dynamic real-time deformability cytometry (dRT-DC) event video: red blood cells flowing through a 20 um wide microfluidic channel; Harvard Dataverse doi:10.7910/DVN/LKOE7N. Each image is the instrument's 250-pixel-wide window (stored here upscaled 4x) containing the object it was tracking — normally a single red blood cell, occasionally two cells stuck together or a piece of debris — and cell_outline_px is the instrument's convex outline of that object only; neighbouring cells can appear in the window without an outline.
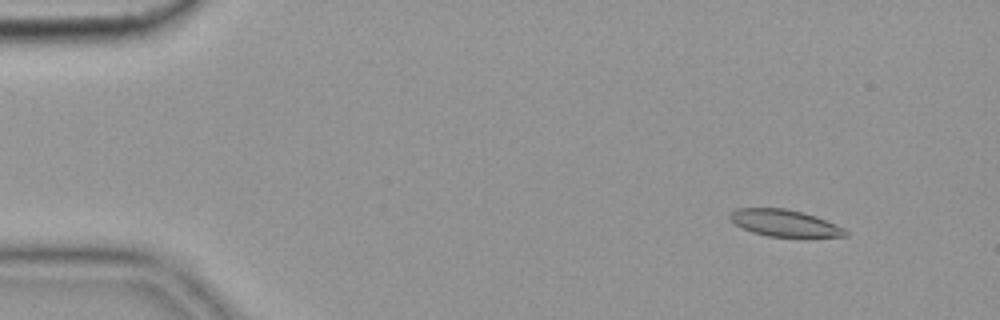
{"species": "common noctule bat (a hibernating species)", "species_latin": "Nyctalus noctula", "temperature_condition": "cold", "stored_images_in_passage": 56, "camera_frame_rate_fps": 3000, "um_per_image_px": 0.085, "animal": {"sex": "female", "body_mass_g": 19.9}, "frame": {"image": 1, "passage_image": 6, "time_ms": 1.667, "image_size_px": [1000, 320], "cell_outline_px": [[848, 236], [804, 240], [768, 236], [752, 232], [728, 220], [728, 216], [736, 208], [784, 208], [804, 212], [816, 216], [844, 228], [848, 232]], "centroid_in_image_um": [66.77, 19.02], "position_along_channel_um": 18.2, "area_um2": 18.96}}
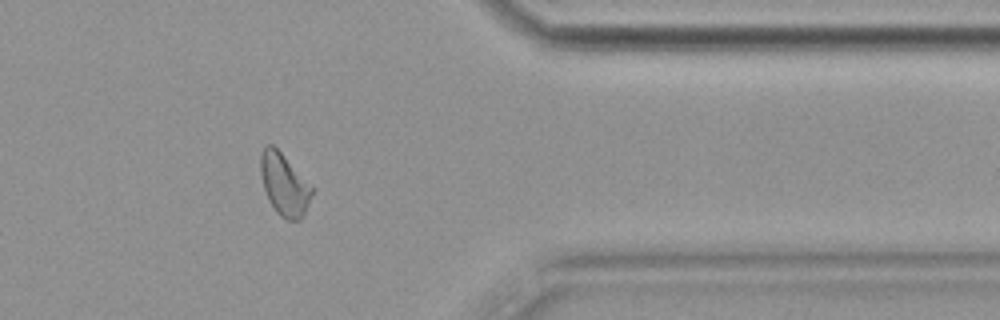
{"frame": {"image": 2, "passage_image": 46, "time_ms": 15.0, "image_size_px": [1000, 320], "cell_outline_px": [[316, 188], [304, 216], [300, 220], [288, 220], [280, 216], [276, 212], [268, 200], [264, 188], [260, 172], [260, 156], [264, 148], [268, 144], [272, 144]], "centroid_in_image_um": [24.21, 15.72], "position_along_channel_um": 387.2, "area_um2": 18.84}}
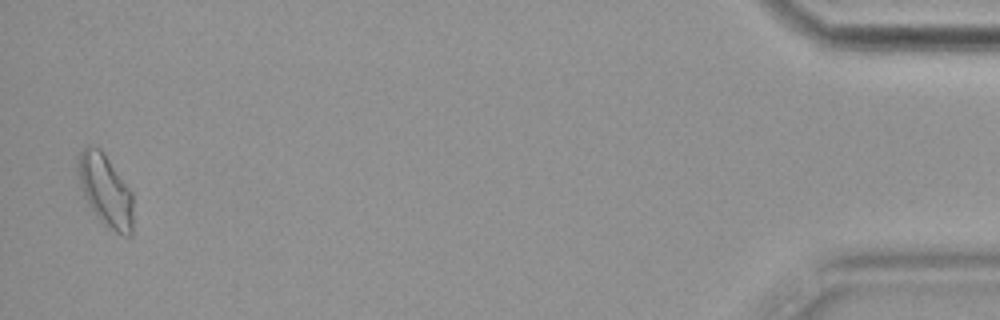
{"frame": {"image": 3, "passage_image": 55, "time_ms": 18.0, "image_size_px": [1000, 320], "cell_outline_px": [[132, 236], [124, 236], [108, 228], [100, 220], [88, 204], [80, 188], [76, 168], [76, 160], [84, 144], [88, 144], [100, 148], [132, 192]], "centroid_in_image_um": [8.92, 16.15], "position_along_channel_um": 426.3, "area_um2": 23.35}, "authors_computed_cell_mechanics": {"area_um2": 18.8717, "velocity_mm_per_s": 3.6084, "shape_relaxation_time_tau1_ms": null, "shape_relaxation_time_tau2_ms": 6.3161, "deformation_change_tau1": null, "deformation_change_tau2": 0.1334}}